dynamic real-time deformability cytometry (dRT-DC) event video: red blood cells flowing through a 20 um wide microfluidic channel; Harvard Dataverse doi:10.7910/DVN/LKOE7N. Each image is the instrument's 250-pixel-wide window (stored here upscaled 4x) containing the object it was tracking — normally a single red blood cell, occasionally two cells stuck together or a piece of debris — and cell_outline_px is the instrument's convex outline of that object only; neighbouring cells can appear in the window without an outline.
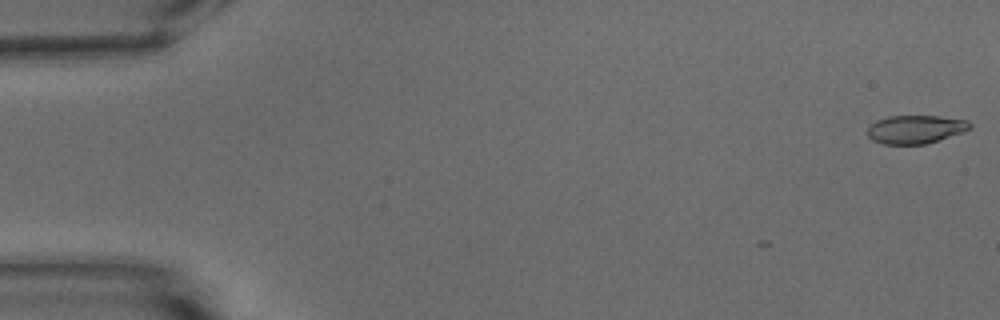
{"species": "common noctule bat (a hibernating species)", "species_latin": "Nyctalus noctula", "temperature_condition": "warm", "stored_images_in_passage": 10, "camera_frame_rate_fps": 3000, "um_per_image_px": 0.085, "animal": {"sex": "male", "body_mass_g": 15.6}, "frame": {"image": 1, "passage_image": 1, "time_ms": 0.0, "image_size_px": [1000, 320], "cell_outline_px": [[972, 128], [964, 132], [924, 144], [884, 144], [872, 140], [868, 136], [868, 128], [876, 120], [888, 116], [940, 116], [968, 120], [972, 124]], "centroid_in_image_um": [77.84, 10.98], "position_along_channel_um": 7.2, "area_um2": 16.94}}